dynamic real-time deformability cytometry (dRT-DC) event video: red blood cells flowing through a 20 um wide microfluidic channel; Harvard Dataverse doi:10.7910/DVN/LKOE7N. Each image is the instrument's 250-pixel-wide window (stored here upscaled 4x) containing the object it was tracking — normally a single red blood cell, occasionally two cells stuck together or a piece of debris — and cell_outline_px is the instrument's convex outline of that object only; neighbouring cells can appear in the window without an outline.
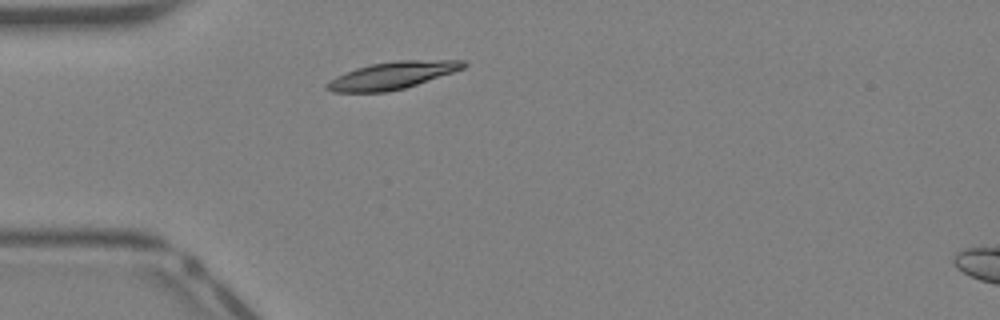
{"species": "Egyptian fruit bat (a non-hibernating species)", "species_latin": "Rousettus aegyptiacus", "temperature_condition": "warm", "stored_images_in_passage": 26, "camera_frame_rate_fps": 3000, "um_per_image_px": 0.085, "animal": {"sex": "female"}, "frame": {"image": 1, "passage_image": 1, "time_ms": 0.0, "image_size_px": [1000, 320], "cell_outline_px": [[468, 64], [464, 68], [404, 88], [388, 92], [332, 92], [324, 88], [324, 84], [336, 76], [344, 72], [356, 68], [372, 64], [396, 60], [464, 60]], "centroid_in_image_um": [33.29, 6.41], "position_along_channel_um": 51.7, "area_um2": 21.62}}
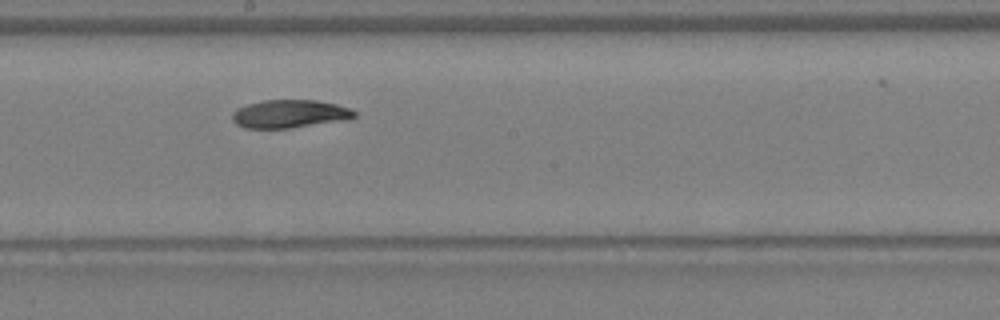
{"frame": {"image": 2, "passage_image": 12, "time_ms": 3.667, "image_size_px": [1000, 320], "cell_outline_px": [[356, 116], [348, 120], [288, 128], [244, 128], [236, 124], [232, 120], [232, 112], [248, 104], [264, 100], [316, 100], [336, 104], [348, 108], [356, 112]], "centroid_in_image_um": [24.63, 9.68], "position_along_channel_um": 223.6, "area_um2": 19.94}}
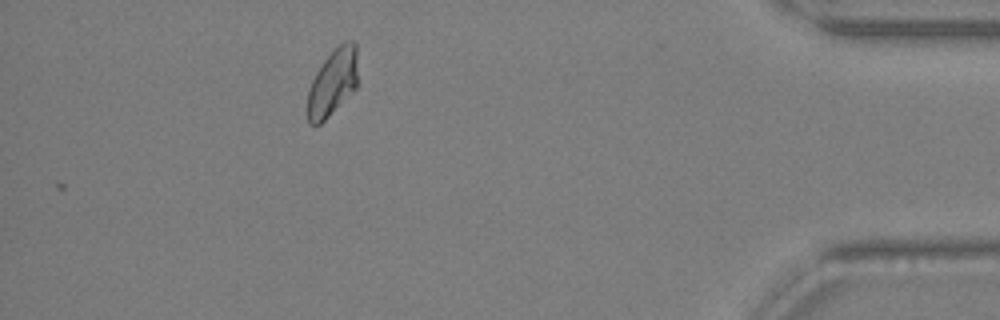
{"frame": {"image": 3, "passage_image": 26, "time_ms": 8.333, "image_size_px": [1000, 320], "cell_outline_px": [[356, 88], [320, 124], [308, 124], [308, 88], [316, 72], [324, 60], [344, 40], [356, 40]], "centroid_in_image_um": [28.27, 6.99], "position_along_channel_um": 406.9, "area_um2": 19.19}}